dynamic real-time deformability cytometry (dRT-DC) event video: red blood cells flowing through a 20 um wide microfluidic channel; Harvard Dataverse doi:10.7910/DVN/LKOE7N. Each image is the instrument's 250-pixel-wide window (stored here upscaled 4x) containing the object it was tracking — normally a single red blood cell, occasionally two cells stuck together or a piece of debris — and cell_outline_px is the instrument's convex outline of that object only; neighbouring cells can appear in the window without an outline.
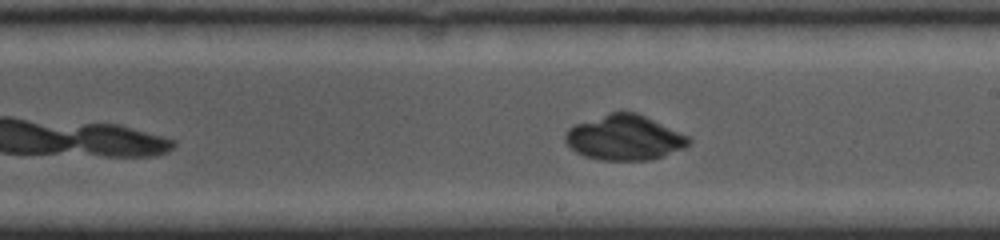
{"species": "common noctule bat (a hibernating species)", "species_latin": "Nyctalus noctula", "temperature_condition": "cold", "stored_images_in_passage": 49, "camera_frame_rate_fps": 5000, "um_per_image_px": 0.085, "animal": {"sex": "female", "body_mass_g": 19.0, "forearm_length_mm": 53.3}, "frame": {"image": 1, "passage_image": 21, "time_ms": 5.4, "image_size_px": [1000, 240], "cell_outline_px": [[692, 140], [684, 148], [664, 156], [652, 160], [600, 160], [584, 156], [576, 152], [564, 140], [564, 136], [568, 128], [576, 124], [612, 112], [636, 112], [688, 136]], "centroid_in_image_um": [53.08, 11.72], "position_along_channel_um": 235.9, "area_um2": 32.14}}
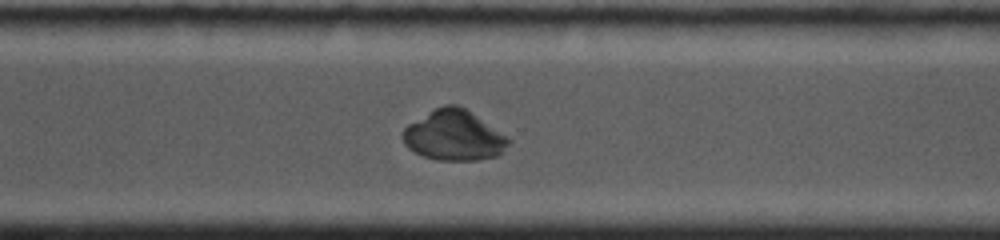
{"frame": {"image": 2, "passage_image": 37, "time_ms": 8.0, "image_size_px": [1000, 240], "cell_outline_px": [[512, 140], [496, 156], [476, 160], [440, 160], [424, 156], [408, 148], [404, 144], [404, 128], [408, 124], [428, 112], [444, 104], [460, 104], [508, 136]], "centroid_in_image_um": [38.6, 11.49], "position_along_channel_um": 332.0, "area_um2": 30.81}}
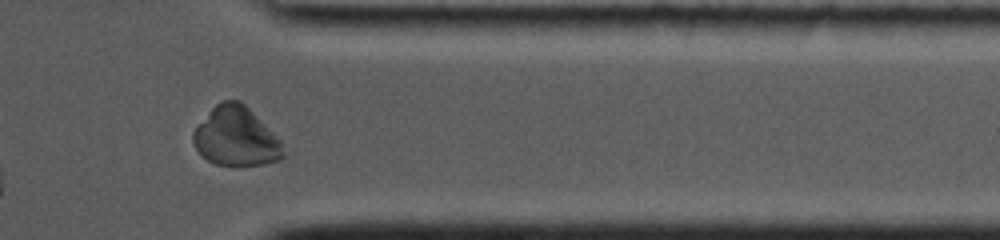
{"frame": {"image": 3, "passage_image": 45, "time_ms": 9.6, "image_size_px": [1000, 240], "cell_outline_px": [[284, 156], [280, 160], [264, 164], [216, 164], [208, 160], [196, 148], [192, 140], [192, 132], [212, 108], [216, 104], [224, 100], [240, 100], [280, 140], [284, 152]], "centroid_in_image_um": [20.05, 11.6], "position_along_channel_um": 391.3, "area_um2": 30.29}}